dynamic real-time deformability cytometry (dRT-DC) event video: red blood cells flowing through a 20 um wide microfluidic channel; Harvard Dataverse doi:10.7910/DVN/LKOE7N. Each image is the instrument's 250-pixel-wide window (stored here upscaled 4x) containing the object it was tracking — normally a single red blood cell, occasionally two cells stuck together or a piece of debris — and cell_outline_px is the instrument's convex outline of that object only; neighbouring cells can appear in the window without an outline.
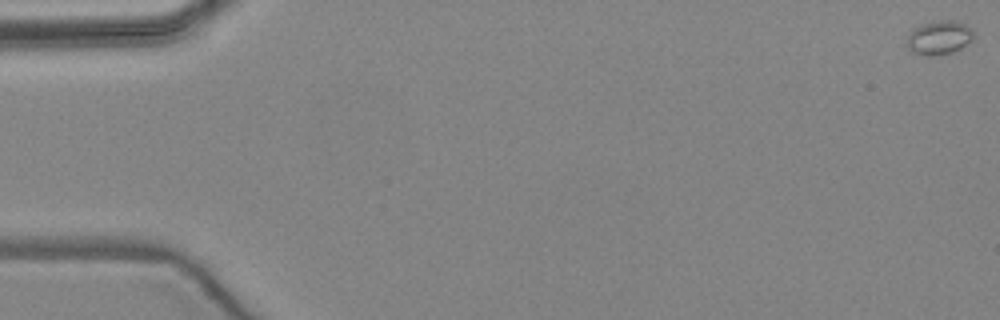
{"species": "common noctule bat (a hibernating species)", "species_latin": "Nyctalus noctula", "temperature_condition": "warm", "stored_images_in_passage": 4, "camera_frame_rate_fps": 3000, "um_per_image_px": 0.085, "animal": {"sex": "female", "body_mass_g": 24.6, "forearm_length_mm": 56.2}, "frame": {"image": 1, "passage_image": 1, "time_ms": 0.0, "image_size_px": [1000, 320], "cell_outline_px": [[972, 40], [960, 48], [952, 52], [924, 56], [912, 52], [908, 48], [908, 36], [912, 28], [924, 24], [940, 20], [952, 20], [964, 24], [972, 28]], "centroid_in_image_um": [79.81, 3.19], "position_along_channel_um": 5.2, "area_um2": 12.89}}